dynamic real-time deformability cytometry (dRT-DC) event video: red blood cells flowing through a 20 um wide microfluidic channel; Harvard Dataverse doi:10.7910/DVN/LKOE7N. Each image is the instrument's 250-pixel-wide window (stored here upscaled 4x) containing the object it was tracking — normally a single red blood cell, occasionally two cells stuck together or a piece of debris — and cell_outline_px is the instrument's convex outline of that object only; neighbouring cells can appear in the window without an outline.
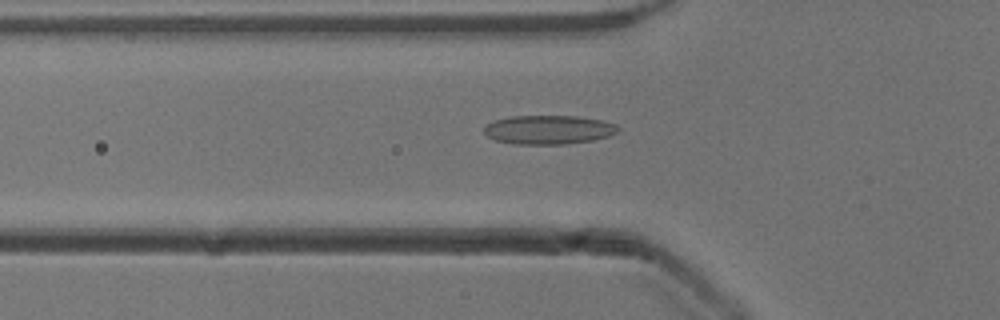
{"species": "common noctule bat (a hibernating species)", "species_latin": "Nyctalus noctula", "temperature_condition": "cold", "stored_images_in_passage": 52, "camera_frame_rate_fps": 3000, "um_per_image_px": 0.085, "animal": {"sex": "male", "body_mass_g": 13.3}, "frame": {"image": 1, "passage_image": 18, "time_ms": 5.667, "image_size_px": [1000, 320], "cell_outline_px": [[620, 128], [616, 132], [608, 136], [592, 140], [564, 144], [512, 144], [496, 140], [488, 136], [484, 132], [484, 128], [488, 124], [496, 120], [512, 116], [576, 116], [604, 120], [616, 124]], "centroid_in_image_um": [46.65, 11.02], "position_along_channel_um": 79.1, "area_um2": 22.48}}
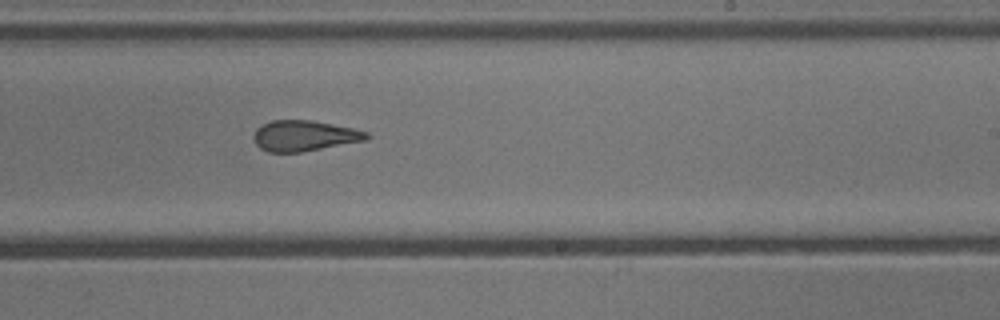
{"frame": {"image": 2, "passage_image": 32, "time_ms": 10.333, "image_size_px": [1000, 320], "cell_outline_px": [[372, 136], [368, 140], [300, 152], [268, 152], [260, 148], [256, 144], [252, 136], [256, 128], [272, 120], [312, 120], [352, 128], [368, 132]], "centroid_in_image_um": [25.88, 11.54], "position_along_channel_um": 263.1, "area_um2": 20.23}}
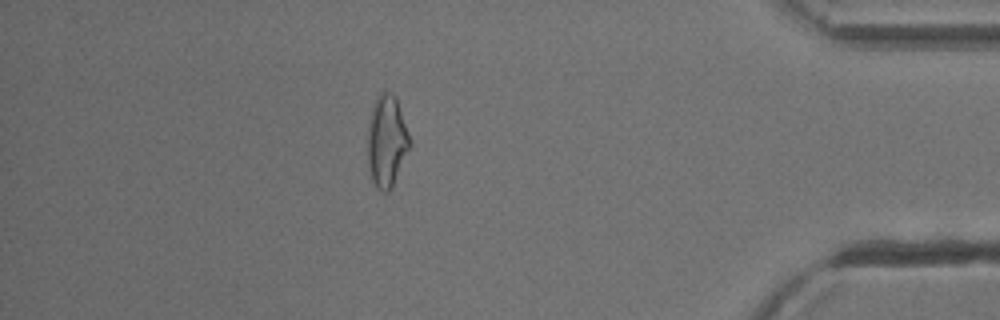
{"frame": {"image": 3, "passage_image": 46, "time_ms": 15.0, "image_size_px": [1000, 320], "cell_outline_px": [[408, 148], [392, 188], [388, 192], [384, 192], [376, 188], [372, 180], [368, 164], [368, 128], [372, 108], [376, 96], [380, 92], [392, 92], [396, 96], [408, 132]], "centroid_in_image_um": [32.84, 11.98], "position_along_channel_um": 402.4, "area_um2": 22.08}, "authors_computed_cell_mechanics": {"area_um2": 21.5883, "velocity_mm_per_s": 3.9096, "shape_relaxation_time_tau1_ms": null, "shape_relaxation_time_tau2_ms": 2.148, "deformation_change_tau1": null, "deformation_change_tau2": 0.1041}}